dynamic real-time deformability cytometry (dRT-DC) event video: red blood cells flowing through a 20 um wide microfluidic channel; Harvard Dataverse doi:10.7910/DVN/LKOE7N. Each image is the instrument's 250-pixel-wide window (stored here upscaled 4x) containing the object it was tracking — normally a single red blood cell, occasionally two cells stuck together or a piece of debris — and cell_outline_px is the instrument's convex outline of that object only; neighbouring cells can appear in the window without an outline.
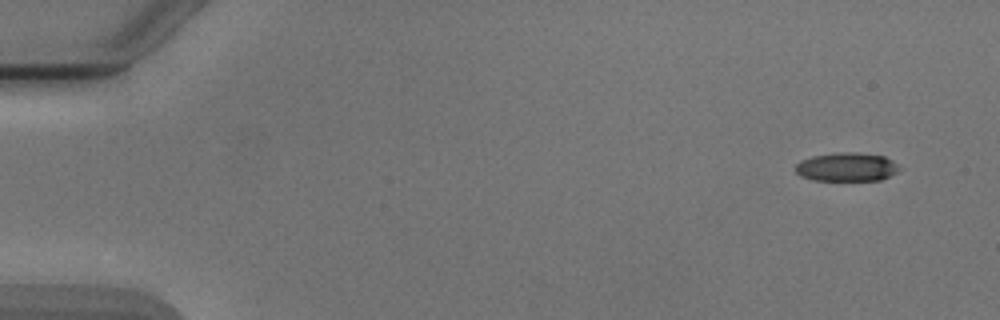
{"species": "Egyptian fruit bat (a non-hibernating species)", "species_latin": "Rousettus aegyptiacus", "temperature_condition": "cold", "stored_images_in_passage": 7, "camera_frame_rate_fps": 3000, "um_per_image_px": 0.085, "animal": {"sex": "male"}, "frame": {"image": 1, "passage_image": 1, "time_ms": 0.0, "image_size_px": [1000, 320], "cell_outline_px": [[900, 168], [896, 172], [880, 180], [812, 180], [800, 176], [796, 172], [796, 164], [800, 160], [812, 156], [836, 152], [856, 152], [884, 156], [892, 160]], "centroid_in_image_um": [71.93, 14.18], "position_along_channel_um": 13.1, "area_um2": 17.34}}
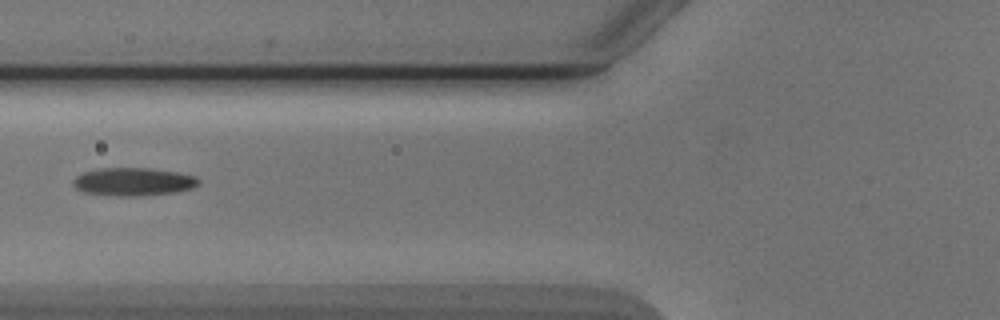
{"frame": {"image": 2, "passage_image": 6, "time_ms": 6.0, "image_size_px": [1000, 320], "cell_outline_px": [[200, 184], [192, 188], [176, 192], [140, 196], [120, 196], [84, 192], [76, 188], [72, 184], [72, 180], [76, 176], [84, 172], [100, 168], [148, 168], [176, 172], [196, 176], [200, 180]], "centroid_in_image_um": [11.35, 15.45], "position_along_channel_um": 114.5, "area_um2": 20.52}}
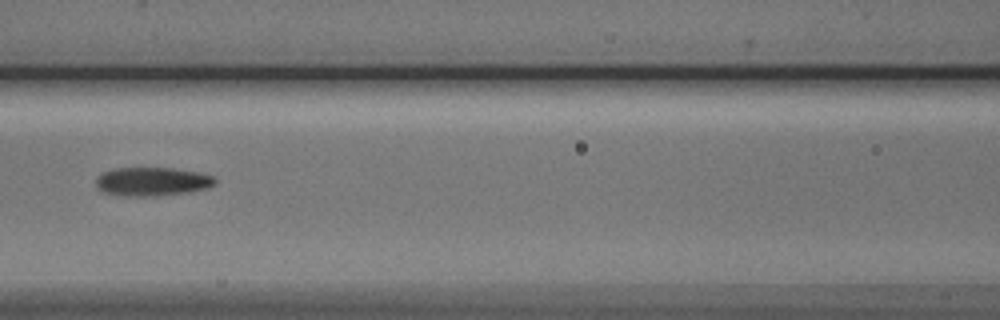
{"frame": {"image": 3, "passage_image": 7, "time_ms": 7.0, "image_size_px": [1000, 320], "cell_outline_px": [[216, 184], [208, 188], [192, 192], [156, 196], [124, 196], [104, 192], [96, 188], [96, 176], [100, 172], [112, 168], [172, 168], [196, 172], [216, 176]], "centroid_in_image_um": [12.93, 15.43], "position_along_channel_um": 153.7, "area_um2": 20.29}}